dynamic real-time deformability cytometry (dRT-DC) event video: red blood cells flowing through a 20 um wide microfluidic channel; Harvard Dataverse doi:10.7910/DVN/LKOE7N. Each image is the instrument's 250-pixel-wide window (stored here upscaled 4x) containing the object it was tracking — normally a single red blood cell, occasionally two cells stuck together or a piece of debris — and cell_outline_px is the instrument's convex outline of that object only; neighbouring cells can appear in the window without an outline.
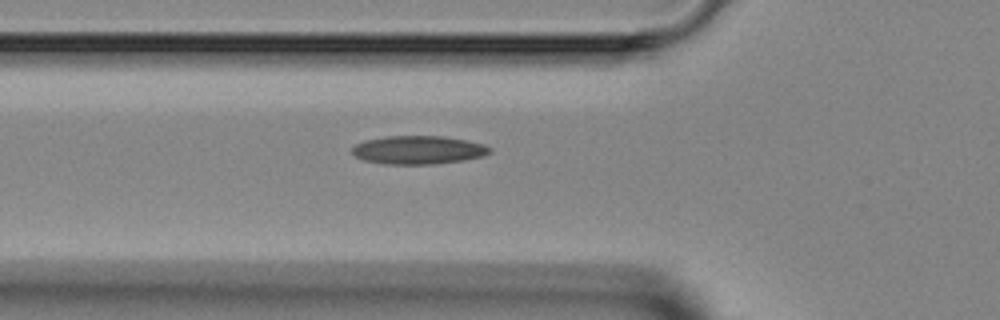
{"species": "Egyptian fruit bat (a non-hibernating species)", "species_latin": "Rousettus aegyptiacus", "temperature_condition": "room temperature", "stored_images_in_passage": 6, "camera_frame_rate_fps": 3000, "um_per_image_px": 0.085, "animal": {"sex": "female"}, "frame": {"image": 1, "passage_image": 6, "time_ms": 6.667, "image_size_px": [1000, 320], "cell_outline_px": [[492, 152], [484, 156], [464, 160], [432, 164], [384, 164], [364, 160], [352, 156], [352, 148], [356, 144], [364, 140], [388, 136], [444, 136], [468, 140], [484, 144], [492, 148]], "centroid_in_image_um": [35.57, 12.74], "position_along_channel_um": 90.2, "area_um2": 23.0}}